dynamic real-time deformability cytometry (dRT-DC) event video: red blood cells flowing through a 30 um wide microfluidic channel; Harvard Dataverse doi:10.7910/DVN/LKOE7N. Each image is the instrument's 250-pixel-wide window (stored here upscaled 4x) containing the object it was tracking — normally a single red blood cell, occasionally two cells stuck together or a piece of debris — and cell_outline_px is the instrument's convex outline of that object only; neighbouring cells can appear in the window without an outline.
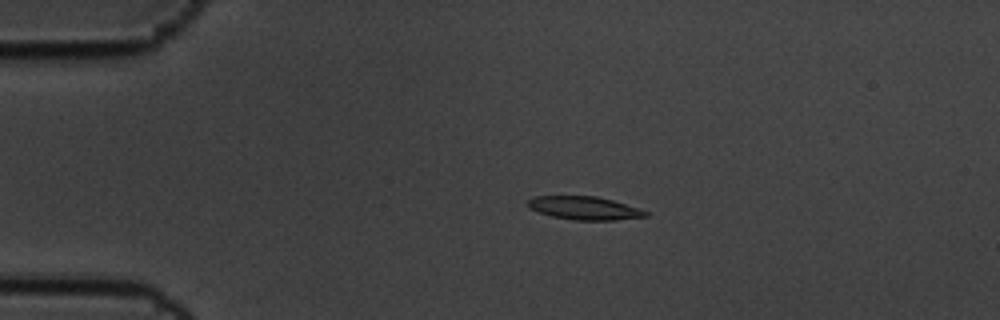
{"species": "common noctule bat (a hibernating species)", "species_latin": "Nyctalus noctula", "temperature_condition": "cold", "stored_images_in_passage": 7, "camera_frame_rate_fps": 3000, "um_per_image_px": 0.085, "animal": {"sex": "male", "body_mass_g": 19.5, "forearm_length_mm": 54.6}, "frame": {"image": 1, "passage_image": 3, "time_ms": 0.667, "image_size_px": [1000, 320], "cell_outline_px": [[648, 216], [616, 220], [572, 220], [552, 216], [528, 208], [528, 200], [532, 196], [596, 196], [612, 200], [640, 208], [648, 212]], "centroid_in_image_um": [49.68, 17.68], "position_along_channel_um": 35.3, "area_um2": 15.95}}
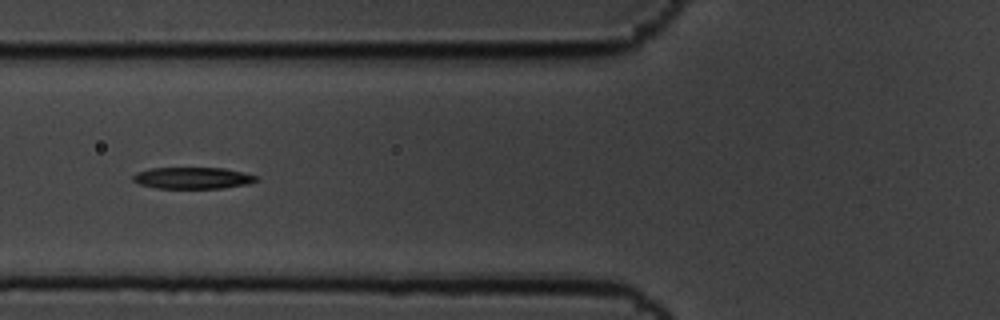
{"frame": {"image": 2, "passage_image": 6, "time_ms": 1.667, "image_size_px": [1000, 320], "cell_outline_px": [[260, 180], [248, 184], [224, 188], [156, 188], [140, 184], [132, 180], [132, 176], [136, 172], [152, 168], [224, 168], [244, 172], [256, 176]], "centroid_in_image_um": [16.4, 15.13], "position_along_channel_um": 109.4, "area_um2": 15.55}}
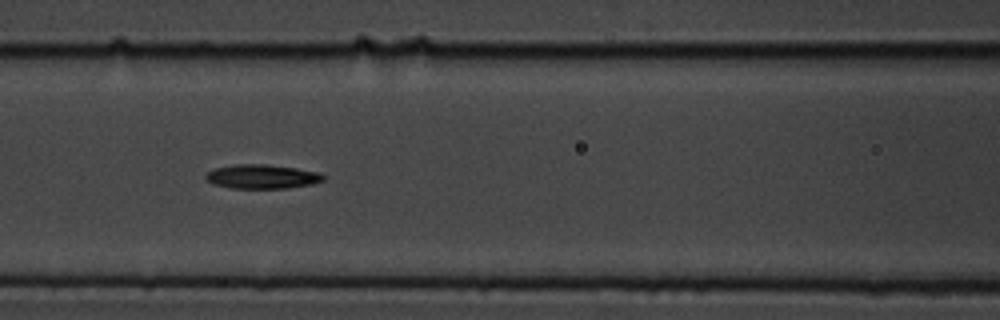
{"frame": {"image": 3, "passage_image": 7, "time_ms": 2.0, "image_size_px": [1000, 320], "cell_outline_px": [[324, 180], [312, 184], [288, 188], [232, 188], [212, 184], [204, 176], [208, 172], [216, 168], [232, 164], [264, 164], [296, 168], [320, 172], [324, 176]], "centroid_in_image_um": [22.28, 15.01], "position_along_channel_um": 144.3, "area_um2": 16.53}}